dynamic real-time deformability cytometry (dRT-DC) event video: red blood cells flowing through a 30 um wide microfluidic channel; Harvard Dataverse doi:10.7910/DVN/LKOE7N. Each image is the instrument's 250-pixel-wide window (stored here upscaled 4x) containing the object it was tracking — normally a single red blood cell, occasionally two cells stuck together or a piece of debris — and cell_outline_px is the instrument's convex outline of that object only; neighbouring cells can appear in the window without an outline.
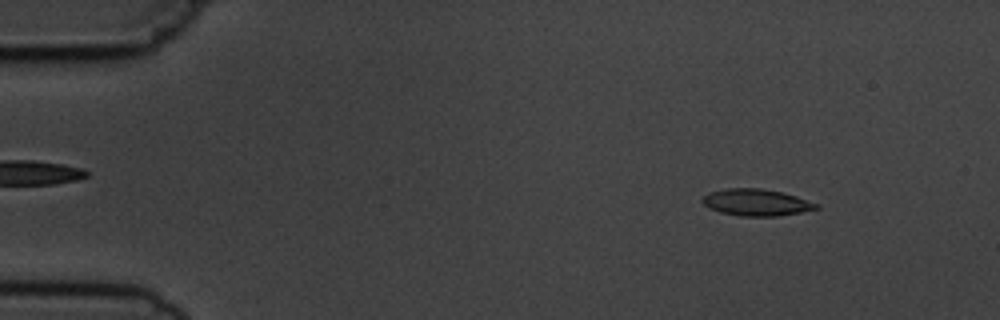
{"species": "common noctule bat (a hibernating species)", "species_latin": "Nyctalus noctula", "temperature_condition": "cold", "stored_images_in_passage": 6, "camera_frame_rate_fps": 3000, "um_per_image_px": 0.085, "animal": {"sex": "male", "body_mass_g": 19.5, "forearm_length_mm": 54.6}, "frame": {"image": 1, "passage_image": 1, "time_ms": 0.0, "image_size_px": [1000, 320], "cell_outline_px": [[820, 208], [800, 212], [776, 216], [740, 216], [720, 212], [708, 208], [700, 200], [708, 192], [724, 188], [760, 188], [784, 192], [820, 204]], "centroid_in_image_um": [64.27, 17.19], "position_along_channel_um": 20.7, "area_um2": 17.92}}
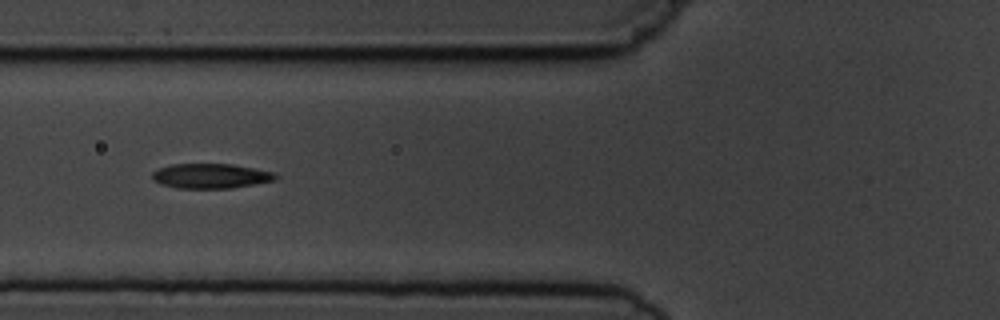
{"frame": {"image": 2, "passage_image": 5, "time_ms": 4.667, "image_size_px": [1000, 320], "cell_outline_px": [[276, 176], [272, 180], [232, 188], [176, 188], [160, 184], [152, 180], [152, 172], [160, 168], [172, 164], [232, 164], [276, 172]], "centroid_in_image_um": [17.86, 14.95], "position_along_channel_um": 107.9, "area_um2": 17.69}}
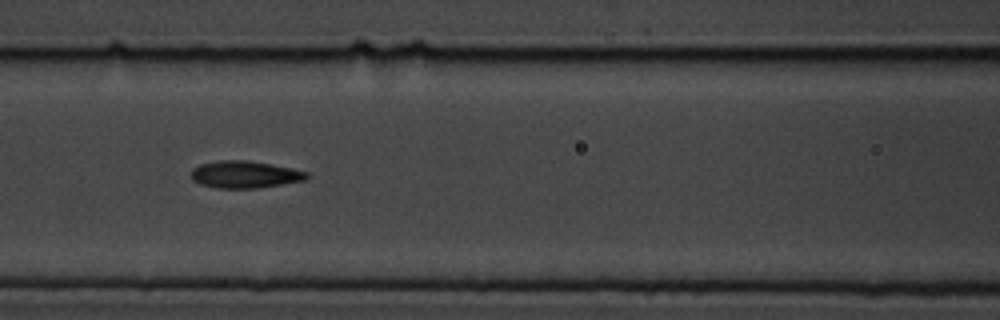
{"frame": {"image": 3, "passage_image": 6, "time_ms": 5.667, "image_size_px": [1000, 320], "cell_outline_px": [[308, 176], [304, 180], [256, 188], [216, 188], [200, 184], [192, 180], [192, 168], [200, 164], [220, 160], [244, 160], [292, 168], [308, 172]], "centroid_in_image_um": [20.77, 14.83], "position_along_channel_um": 145.8, "area_um2": 18.03}}